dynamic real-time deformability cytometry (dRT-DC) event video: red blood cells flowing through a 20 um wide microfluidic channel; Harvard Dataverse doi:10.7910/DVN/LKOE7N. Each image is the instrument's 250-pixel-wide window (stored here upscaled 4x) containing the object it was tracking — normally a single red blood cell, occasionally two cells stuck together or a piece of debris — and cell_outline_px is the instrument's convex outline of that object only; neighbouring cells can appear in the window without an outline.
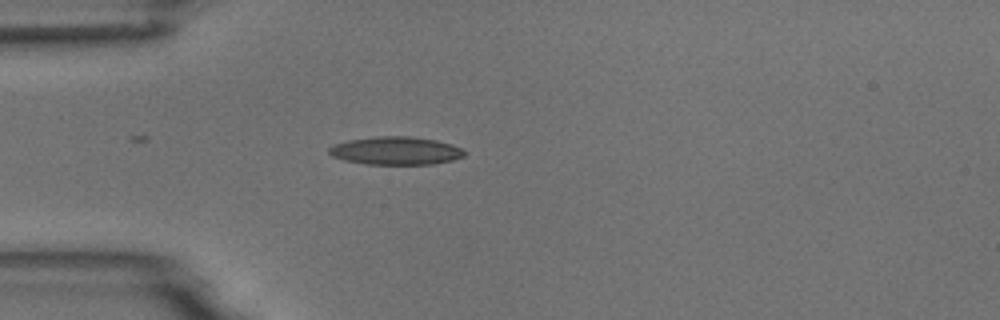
{"species": "common noctule bat (a hibernating species)", "species_latin": "Nyctalus noctula", "temperature_condition": "room temperature", "stored_images_in_passage": 17, "camera_frame_rate_fps": 3000, "um_per_image_px": 0.085, "animal": {"sex": "male", "body_mass_g": 18.8}, "frame": {"image": 1, "passage_image": 9, "time_ms": 2.667, "image_size_px": [1000, 320], "cell_outline_px": [[468, 152], [464, 156], [452, 160], [432, 164], [368, 164], [344, 160], [332, 156], [328, 152], [328, 148], [336, 144], [348, 140], [376, 136], [412, 136], [436, 140], [452, 144]], "centroid_in_image_um": [33.66, 12.8], "position_along_channel_um": 51.3, "area_um2": 22.14}}